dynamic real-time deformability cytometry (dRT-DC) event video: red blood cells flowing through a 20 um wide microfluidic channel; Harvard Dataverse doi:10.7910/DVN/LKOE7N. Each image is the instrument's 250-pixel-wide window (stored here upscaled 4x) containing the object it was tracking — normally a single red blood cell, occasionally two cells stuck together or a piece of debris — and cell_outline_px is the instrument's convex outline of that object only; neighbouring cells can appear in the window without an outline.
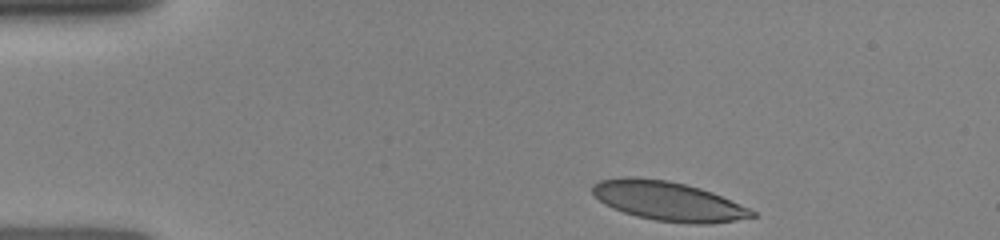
{"species": "human", "species_latin": "Homo sapiens", "temperature_condition": "room temperature", "stored_images_in_passage": 12, "camera_frame_rate_fps": 3000, "um_per_image_px": 0.085, "donor": {"sex": "female"}, "frame": {"image": 1, "passage_image": 1, "time_ms": 0.0, "image_size_px": [1000, 240], "cell_outline_px": [[756, 216], [736, 220], [708, 224], [692, 224], [656, 220], [636, 216], [612, 208], [604, 204], [592, 192], [592, 184], [600, 180], [624, 176], [632, 176], [668, 180], [700, 188], [712, 192], [748, 208], [756, 212]], "centroid_in_image_um": [56.76, 17.08], "position_along_channel_um": 28.2, "area_um2": 36.36}}
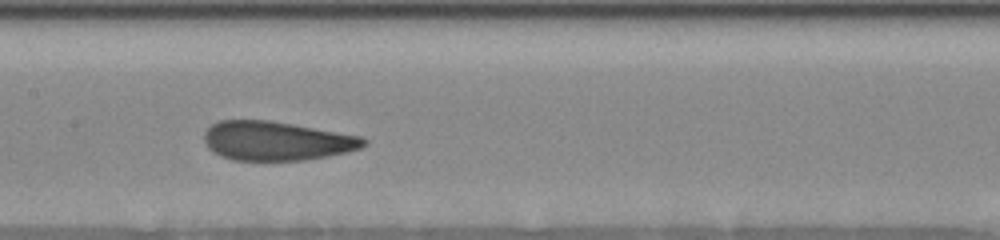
{"frame": {"image": 2, "passage_image": 9, "time_ms": 5.333, "image_size_px": [1000, 240], "cell_outline_px": [[368, 144], [360, 148], [348, 152], [328, 156], [304, 160], [232, 160], [220, 156], [212, 152], [208, 148], [204, 140], [204, 132], [212, 124], [220, 120], [268, 120], [292, 124], [360, 136], [368, 140]], "centroid_in_image_um": [23.49, 11.98], "position_along_channel_um": 183.9, "area_um2": 36.36}}
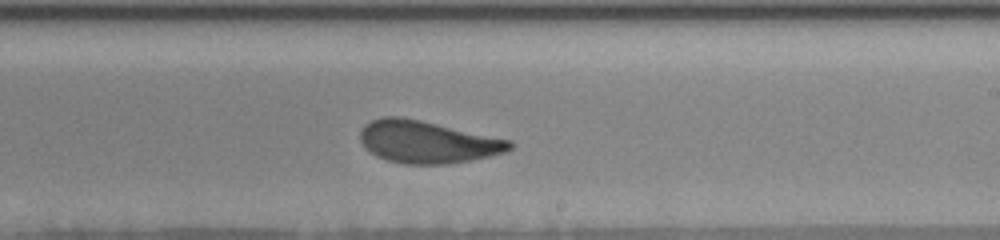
{"frame": {"image": 3, "passage_image": 12, "time_ms": 7.0, "image_size_px": [1000, 240], "cell_outline_px": [[516, 144], [512, 148], [504, 152], [488, 156], [448, 164], [404, 164], [388, 160], [376, 156], [360, 140], [360, 132], [364, 124], [372, 120], [384, 116], [400, 116], [420, 120], [512, 140]], "centroid_in_image_um": [36.34, 12.05], "position_along_channel_um": 252.7, "area_um2": 36.65}}